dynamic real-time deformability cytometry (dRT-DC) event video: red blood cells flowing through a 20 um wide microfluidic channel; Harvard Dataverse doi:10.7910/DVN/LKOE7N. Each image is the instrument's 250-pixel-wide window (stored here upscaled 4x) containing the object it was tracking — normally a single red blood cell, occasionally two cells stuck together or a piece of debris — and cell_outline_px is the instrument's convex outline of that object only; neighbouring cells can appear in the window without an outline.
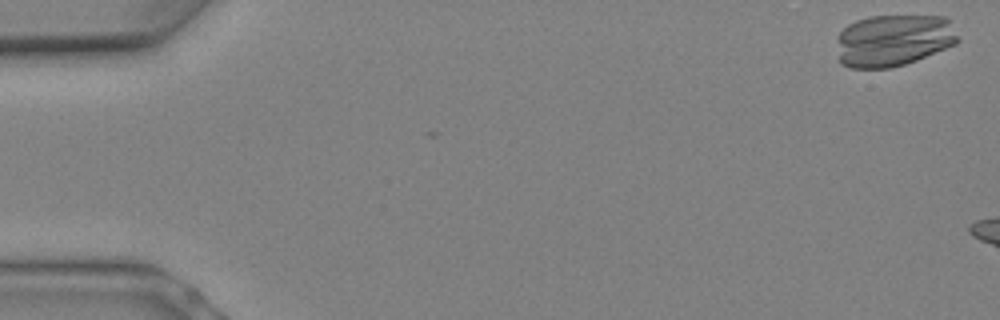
{"species": "Egyptian fruit bat (a non-hibernating species)", "species_latin": "Rousettus aegyptiacus", "temperature_condition": "warm", "stored_images_in_passage": 4, "camera_frame_rate_fps": 3000, "um_per_image_px": 0.085, "animal": {"sex": "female"}, "frame": {"image": 1, "passage_image": 1, "time_ms": 0.0, "image_size_px": [1000, 320], "cell_outline_px": [[960, 40], [956, 44], [916, 60], [892, 68], [848, 68], [840, 64], [836, 40], [840, 32], [848, 24], [856, 20], [868, 16], [944, 16], [948, 20]], "centroid_in_image_um": [75.9, 3.44], "position_along_channel_um": 9.1, "area_um2": 36.88}}